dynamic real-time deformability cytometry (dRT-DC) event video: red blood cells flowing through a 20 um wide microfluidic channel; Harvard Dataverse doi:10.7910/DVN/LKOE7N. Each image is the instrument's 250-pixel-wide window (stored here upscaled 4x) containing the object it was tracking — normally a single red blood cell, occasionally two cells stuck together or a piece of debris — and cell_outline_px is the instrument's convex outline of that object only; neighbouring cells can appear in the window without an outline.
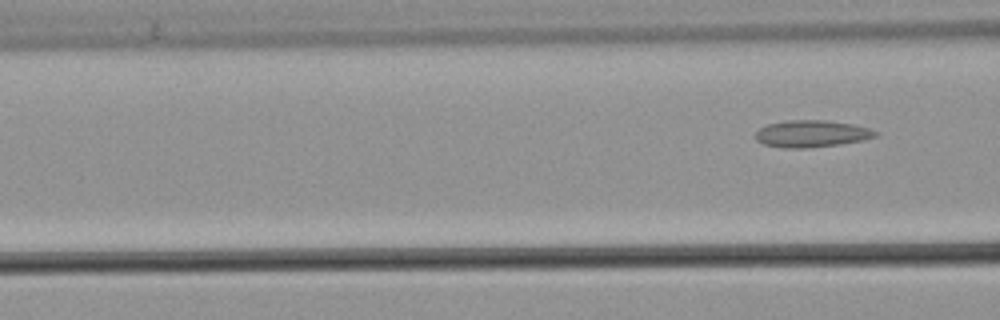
{"species": "common noctule bat (a hibernating species)", "species_latin": "Nyctalus noctula", "temperature_condition": "warm", "stored_images_in_passage": 9, "camera_frame_rate_fps": 3000, "um_per_image_px": 0.085, "animal": {"sex": "male", "body_mass_g": 21.5, "forearm_length_mm": 52.0}, "frame": {"image": 1, "passage_image": 9, "time_ms": 2.667, "image_size_px": [1000, 320], "cell_outline_px": [[880, 132], [876, 136], [864, 140], [840, 144], [804, 148], [784, 148], [764, 144], [756, 140], [752, 136], [760, 128], [768, 124], [784, 120], [828, 120], [852, 124], [868, 128]], "centroid_in_image_um": [68.96, 11.36], "position_along_channel_um": 97.6, "area_um2": 18.96}}